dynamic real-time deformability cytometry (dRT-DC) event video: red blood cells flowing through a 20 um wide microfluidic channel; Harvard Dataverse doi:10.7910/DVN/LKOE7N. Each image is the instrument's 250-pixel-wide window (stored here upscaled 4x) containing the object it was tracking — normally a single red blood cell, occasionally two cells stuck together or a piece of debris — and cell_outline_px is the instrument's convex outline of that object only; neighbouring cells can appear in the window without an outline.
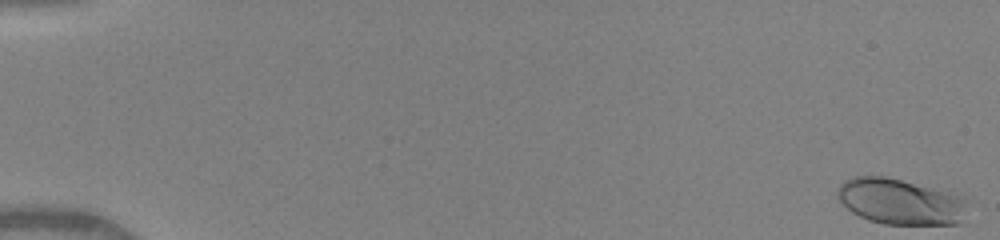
{"species": "human", "species_latin": "Homo sapiens", "temperature_condition": "warm", "stored_images_in_passage": 45, "camera_frame_rate_fps": 3000, "um_per_image_px": 0.085, "donor": {"sex": "female"}, "frame": {"image": 1, "passage_image": 1, "time_ms": 0.0, "image_size_px": [1000, 240], "cell_outline_px": [[968, 196], [960, 220], [956, 224], [884, 224], [868, 220], [852, 212], [836, 196], [836, 188], [844, 180], [852, 176], [888, 176], [960, 192]], "centroid_in_image_um": [76.55, 17.09], "position_along_channel_um": 8.4, "area_um2": 35.55}}
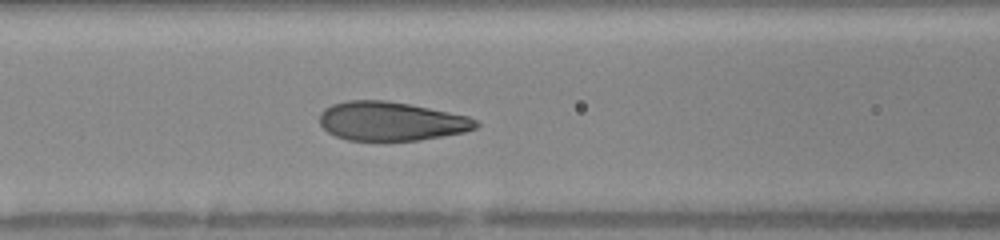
{"frame": {"image": 2, "passage_image": 23, "time_ms": 7.333, "image_size_px": [1000, 240], "cell_outline_px": [[480, 124], [476, 128], [464, 132], [416, 140], [348, 140], [336, 136], [328, 132], [320, 124], [320, 112], [324, 108], [332, 104], [348, 100], [384, 100], [408, 104], [468, 116], [476, 120]], "centroid_in_image_um": [33.21, 10.3], "position_along_channel_um": 133.4, "area_um2": 35.14}}
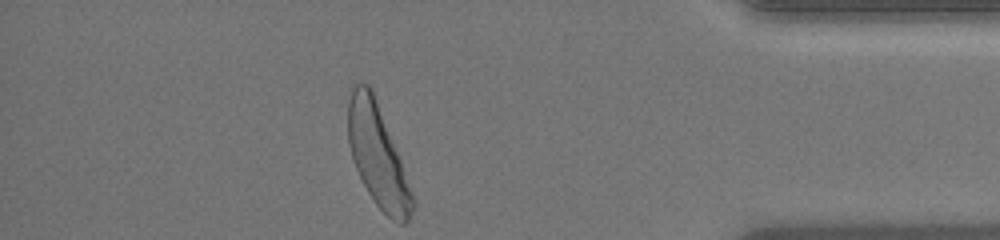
{"frame": {"image": 3, "passage_image": 45, "time_ms": 14.667, "image_size_px": [1000, 240], "cell_outline_px": [[416, 208], [408, 220], [404, 224], [400, 224], [392, 220], [376, 204], [368, 192], [356, 168], [352, 156], [348, 140], [348, 100], [352, 88], [360, 80], [368, 84], [372, 88], [416, 200]], "centroid_in_image_um": [32.12, 13.24], "position_along_channel_um": 403.1, "area_um2": 38.03}, "authors_computed_cell_mechanics": {"area_um2": 36.0672, "velocity_mm_per_s": 4.0877, "shape_relaxation_time_tau1_ms": 2.8425, "shape_relaxation_time_tau2_ms": null, "deformation_change_tau1": 0.173, "deformation_change_tau2": null}}